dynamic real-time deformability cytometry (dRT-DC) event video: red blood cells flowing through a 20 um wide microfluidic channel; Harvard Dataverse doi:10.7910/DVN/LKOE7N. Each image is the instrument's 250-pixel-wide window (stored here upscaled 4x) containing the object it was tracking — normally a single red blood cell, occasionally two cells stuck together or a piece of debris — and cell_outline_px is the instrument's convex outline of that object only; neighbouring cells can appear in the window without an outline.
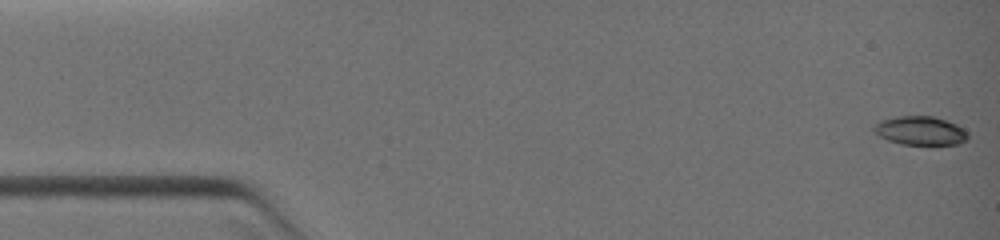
{"species": "common noctule bat (a hibernating species)", "species_latin": "Nyctalus noctula", "temperature_condition": "warm", "stored_images_in_passage": 11, "camera_frame_rate_fps": 3000, "um_per_image_px": 0.085, "animal": {"sex": "female", "body_mass_g": 19.0, "forearm_length_mm": 51.5}, "frame": {"image": 1, "passage_image": 1, "time_ms": 0.0, "image_size_px": [1000, 240], "cell_outline_px": [[968, 140], [956, 144], [900, 144], [888, 140], [872, 132], [872, 128], [880, 120], [896, 116], [932, 116], [956, 124], [964, 128], [968, 132]], "centroid_in_image_um": [78.21, 11.1], "position_along_channel_um": 6.8, "area_um2": 15.78}}
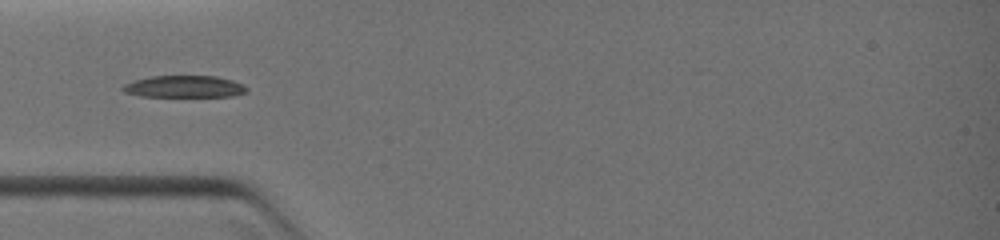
{"frame": {"image": 2, "passage_image": 10, "time_ms": 4.0, "image_size_px": [1000, 240], "cell_outline_px": [[248, 92], [232, 96], [140, 96], [124, 92], [120, 88], [124, 84], [132, 80], [152, 76], [216, 76], [232, 80], [248, 88]], "centroid_in_image_um": [15.63, 7.36], "position_along_channel_um": 69.4, "area_um2": 15.78}}
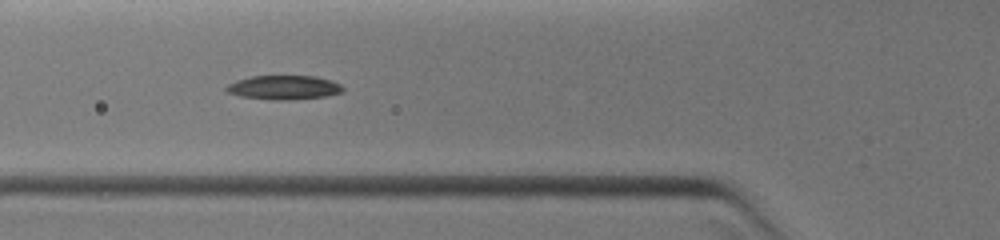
{"frame": {"image": 3, "passage_image": 11, "time_ms": 4.667, "image_size_px": [1000, 240], "cell_outline_px": [[344, 92], [328, 96], [292, 100], [272, 100], [240, 96], [228, 92], [224, 88], [228, 84], [236, 80], [252, 76], [316, 76], [332, 80], [340, 84], [344, 88]], "centroid_in_image_um": [24.17, 7.44], "position_along_channel_um": 101.6, "area_um2": 16.59}}